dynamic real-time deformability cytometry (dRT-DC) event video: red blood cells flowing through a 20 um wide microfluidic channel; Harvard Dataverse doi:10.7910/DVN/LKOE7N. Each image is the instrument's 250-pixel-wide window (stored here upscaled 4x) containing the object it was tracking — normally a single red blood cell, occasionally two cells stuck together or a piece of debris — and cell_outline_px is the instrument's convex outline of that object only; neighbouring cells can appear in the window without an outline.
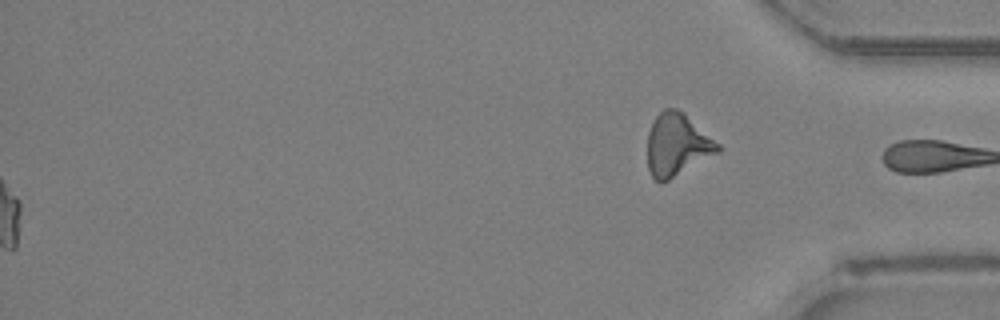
{"species": "Egyptian fruit bat (a non-hibernating species)", "species_latin": "Rousettus aegyptiacus", "temperature_condition": "room temperature", "stored_images_in_passage": 42, "segment_of_instrument_passage": [2, 2], "camera_frame_rate_fps": 3000, "um_per_image_px": 0.085, "animal": {"sex": "female"}, "frame": {"image": 1, "passage_image": 42, "time_ms": 13.667, "image_size_px": [1000, 320], "cell_outline_px": [[720, 152], [668, 180], [656, 180], [652, 176], [648, 168], [648, 132], [656, 116], [664, 108], [676, 108], [684, 112], [720, 144]], "centroid_in_image_um": [57.57, 12.28], "position_along_channel_um": 377.6, "area_um2": 25.43}}